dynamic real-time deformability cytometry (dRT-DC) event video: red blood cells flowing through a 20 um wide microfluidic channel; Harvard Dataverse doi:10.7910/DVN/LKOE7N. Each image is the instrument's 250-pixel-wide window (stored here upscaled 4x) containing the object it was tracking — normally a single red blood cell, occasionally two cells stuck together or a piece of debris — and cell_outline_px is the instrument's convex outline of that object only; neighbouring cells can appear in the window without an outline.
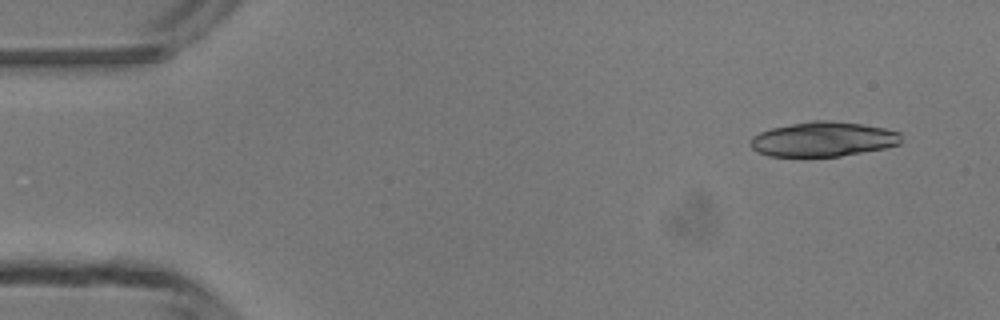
{"species": "common noctule bat (a hibernating species)", "species_latin": "Nyctalus noctula", "temperature_condition": "room temperature", "stored_images_in_passage": 5, "camera_frame_rate_fps": 3000, "um_per_image_px": 0.085, "animal": {"sex": "male", "body_mass_g": 13.3}, "frame": {"image": 1, "passage_image": 2, "time_ms": 1.0, "image_size_px": [1000, 320], "cell_outline_px": [[900, 144], [884, 148], [840, 156], [768, 156], [756, 152], [752, 148], [752, 136], [760, 132], [772, 128], [812, 120], [828, 120], [860, 124], [884, 128], [900, 132]], "centroid_in_image_um": [69.96, 11.83], "position_along_channel_um": 15.0, "area_um2": 30.23}}